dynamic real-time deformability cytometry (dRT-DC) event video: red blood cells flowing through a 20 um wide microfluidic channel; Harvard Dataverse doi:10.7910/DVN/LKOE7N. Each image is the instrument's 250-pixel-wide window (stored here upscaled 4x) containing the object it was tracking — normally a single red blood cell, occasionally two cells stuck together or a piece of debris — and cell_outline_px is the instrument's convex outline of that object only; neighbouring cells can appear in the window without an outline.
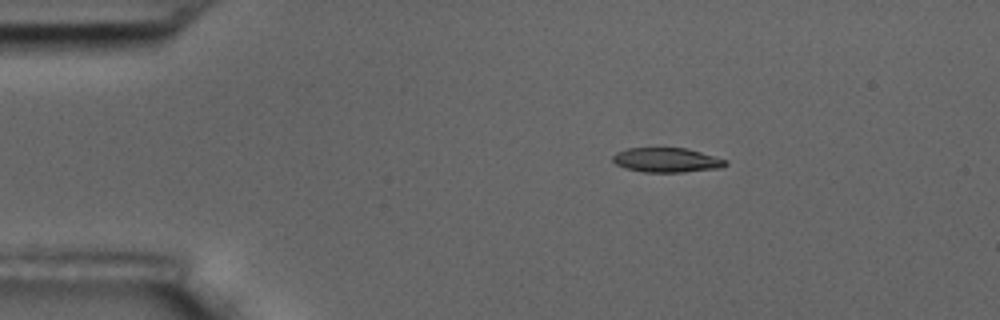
{"species": "common noctule bat (a hibernating species)", "species_latin": "Nyctalus noctula", "temperature_condition": "room temperature", "stored_images_in_passage": 4, "camera_frame_rate_fps": 3000, "um_per_image_px": 0.085, "animal": {"sex": "male", "body_mass_g": 17.5, "forearm_length_mm": 52.3}, "frame": {"image": 1, "passage_image": 2, "time_ms": 1.0, "image_size_px": [1000, 320], "cell_outline_px": [[728, 164], [720, 168], [684, 172], [644, 172], [624, 168], [616, 164], [612, 160], [612, 156], [616, 152], [628, 148], [688, 148], [716, 156], [728, 160]], "centroid_in_image_um": [56.69, 13.6], "position_along_channel_um": 28.3, "area_um2": 16.3}}
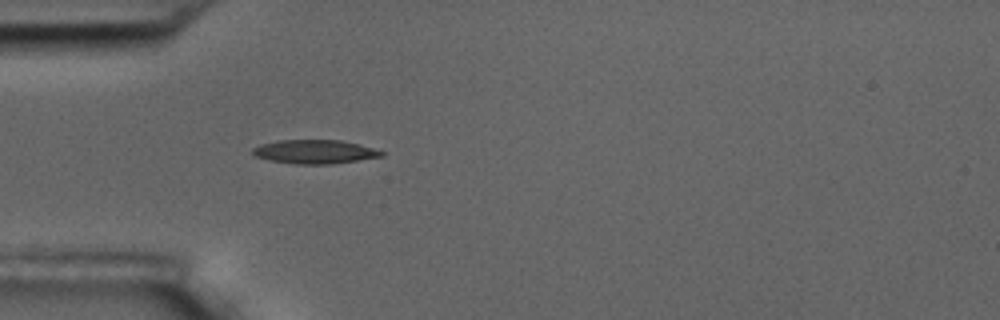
{"frame": {"image": 2, "passage_image": 4, "time_ms": 3.333, "image_size_px": [1000, 320], "cell_outline_px": [[384, 156], [328, 164], [296, 164], [268, 160], [256, 156], [252, 152], [252, 148], [260, 144], [280, 140], [340, 140], [372, 148], [384, 152]], "centroid_in_image_um": [26.7, 12.89], "position_along_channel_um": 58.3, "area_um2": 17.63}}